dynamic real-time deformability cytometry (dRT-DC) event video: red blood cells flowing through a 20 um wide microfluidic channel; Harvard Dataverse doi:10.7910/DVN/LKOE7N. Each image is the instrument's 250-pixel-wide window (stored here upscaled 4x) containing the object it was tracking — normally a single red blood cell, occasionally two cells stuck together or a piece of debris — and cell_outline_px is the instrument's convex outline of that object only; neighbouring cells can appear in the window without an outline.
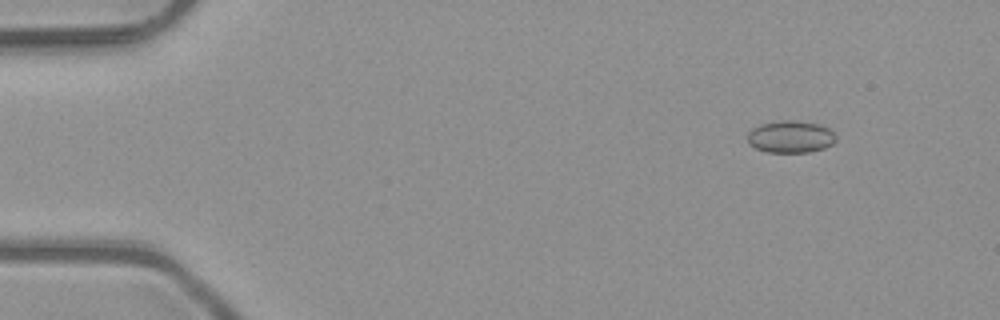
{"species": "common noctule bat (a hibernating species)", "species_latin": "Nyctalus noctula", "temperature_condition": "room temperature", "stored_images_in_passage": 7, "camera_frame_rate_fps": 3000, "um_per_image_px": 0.085, "animal": {"sex": "male", "body_mass_g": 23.1, "forearm_length_mm": 52.7}, "frame": {"image": 1, "passage_image": 2, "time_ms": 0.333, "image_size_px": [1000, 320], "cell_outline_px": [[836, 140], [832, 144], [824, 148], [808, 152], [768, 152], [756, 148], [748, 144], [748, 132], [752, 128], [760, 124], [784, 120], [792, 120], [820, 124], [828, 128], [836, 136]], "centroid_in_image_um": [67.19, 11.62], "position_along_channel_um": 17.8, "area_um2": 16.53}}
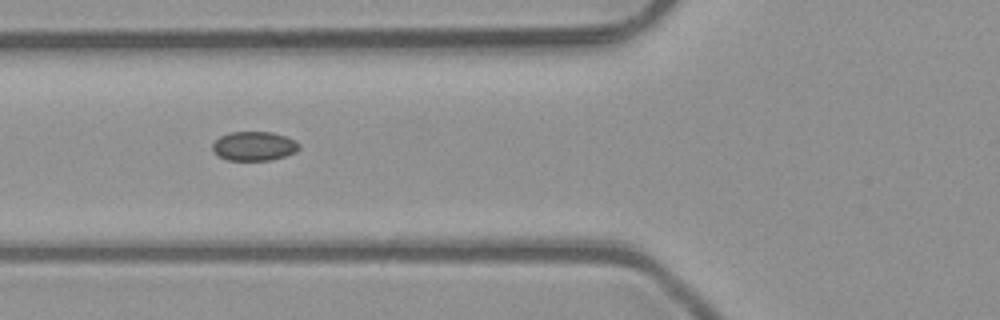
{"frame": {"image": 2, "passage_image": 6, "time_ms": 1.667, "image_size_px": [1000, 320], "cell_outline_px": [[300, 148], [296, 152], [284, 156], [268, 160], [228, 160], [212, 152], [212, 144], [220, 136], [228, 132], [272, 132], [296, 140], [300, 144]], "centroid_in_image_um": [21.59, 12.41], "position_along_channel_um": 104.2, "area_um2": 14.74}}
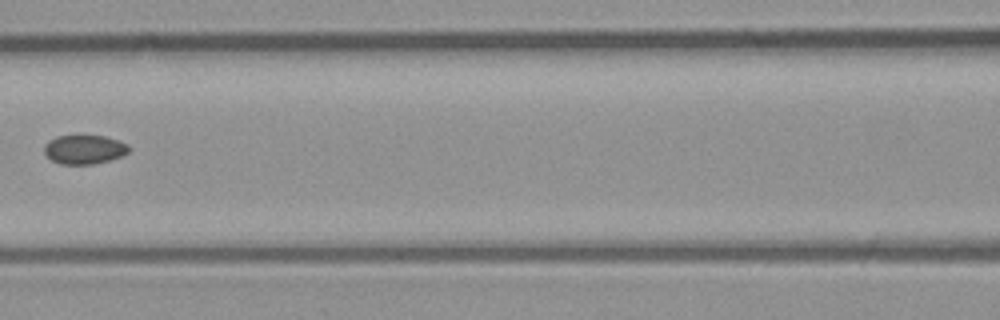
{"frame": {"image": 3, "passage_image": 7, "time_ms": 2.0, "image_size_px": [1000, 320], "cell_outline_px": [[132, 148], [128, 152], [112, 160], [92, 164], [60, 164], [52, 160], [44, 152], [44, 144], [48, 140], [56, 136], [80, 132], [104, 136], [120, 140], [128, 144]], "centroid_in_image_um": [7.17, 12.64], "position_along_channel_um": 159.4, "area_um2": 15.14}}